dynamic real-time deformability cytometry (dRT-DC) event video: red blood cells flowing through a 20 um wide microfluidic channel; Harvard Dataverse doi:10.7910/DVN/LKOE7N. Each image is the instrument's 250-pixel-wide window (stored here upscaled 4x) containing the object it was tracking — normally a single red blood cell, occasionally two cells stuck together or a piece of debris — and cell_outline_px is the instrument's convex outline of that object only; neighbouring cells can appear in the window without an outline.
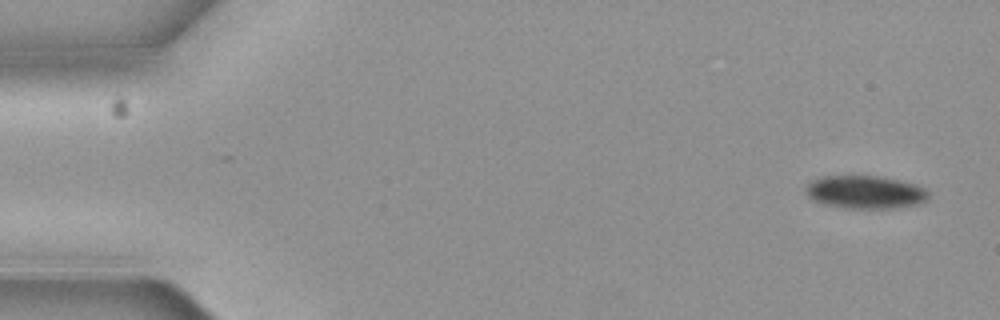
{"species": "common noctule bat (a hibernating species)", "species_latin": "Nyctalus noctula", "temperature_condition": "cold", "stored_images_in_passage": 5, "camera_frame_rate_fps": 3000, "um_per_image_px": 0.085, "animal": {"sex": "female", "body_mass_g": 19.3, "forearm_length_mm": 54.1}, "frame": {"image": 1, "passage_image": 1, "time_ms": 0.0, "image_size_px": [1000, 320], "cell_outline_px": [[928, 196], [920, 204], [900, 208], [844, 208], [824, 204], [812, 200], [808, 196], [808, 184], [824, 176], [880, 176], [912, 184], [924, 188], [928, 192]], "centroid_in_image_um": [73.57, 16.35], "position_along_channel_um": 11.4, "area_um2": 23.24}}
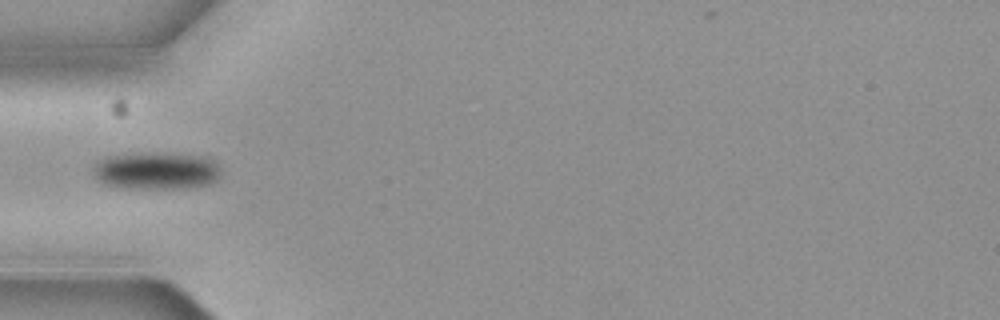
{"frame": {"image": 2, "passage_image": 5, "time_ms": 1.333, "image_size_px": [1000, 320], "cell_outline_px": [[220, 176], [216, 180], [208, 184], [188, 188], [112, 188], [104, 184], [96, 176], [92, 168], [96, 164], [108, 156], [188, 156], [204, 160], [212, 164], [220, 172]], "centroid_in_image_um": [13.19, 14.62], "position_along_channel_um": 71.8, "area_um2": 25.72}}